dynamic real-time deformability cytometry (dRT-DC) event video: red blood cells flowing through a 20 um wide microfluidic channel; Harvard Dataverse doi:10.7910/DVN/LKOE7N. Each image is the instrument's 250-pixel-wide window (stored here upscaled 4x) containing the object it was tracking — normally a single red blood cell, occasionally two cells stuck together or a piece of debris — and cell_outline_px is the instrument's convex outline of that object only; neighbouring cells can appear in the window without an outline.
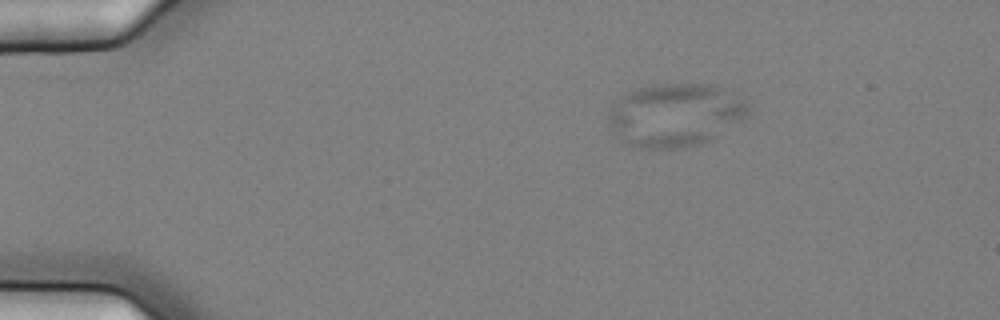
{"species": "common noctule bat (a hibernating species)", "species_latin": "Nyctalus noctula", "temperature_condition": "cold", "stored_images_in_passage": 8, "camera_frame_rate_fps": 3000, "um_per_image_px": 0.085, "animal": {"sex": "female", "body_mass_g": 25.1}, "frame": {"image": 1, "passage_image": 8, "time_ms": 2.333, "image_size_px": [1000, 320], "cell_outline_px": [[748, 116], [712, 140], [700, 144], [676, 148], [640, 148], [628, 144], [608, 124], [608, 112], [612, 104], [628, 92], [636, 88], [660, 84], [708, 84], [720, 88], [744, 100], [748, 104]], "centroid_in_image_um": [57.39, 9.78], "position_along_channel_um": 27.6, "area_um2": 51.04}}